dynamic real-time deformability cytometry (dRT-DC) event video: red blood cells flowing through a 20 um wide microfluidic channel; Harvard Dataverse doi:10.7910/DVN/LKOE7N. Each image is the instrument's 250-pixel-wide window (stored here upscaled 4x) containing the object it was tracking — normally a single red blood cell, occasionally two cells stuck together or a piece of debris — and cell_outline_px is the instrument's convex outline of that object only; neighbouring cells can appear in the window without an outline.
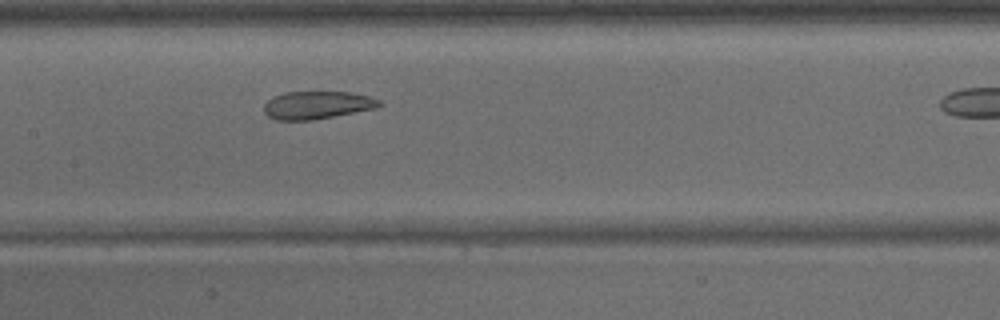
{"species": "common noctule bat (a hibernating species)", "species_latin": "Nyctalus noctula", "temperature_condition": "warm", "stored_images_in_passage": 16, "camera_frame_rate_fps": 3000, "um_per_image_px": 0.085, "animal": {"sex": "male", "body_mass_g": 15.6}, "frame": {"image": 1, "passage_image": 10, "time_ms": 3.0, "image_size_px": [1000, 320], "cell_outline_px": [[384, 104], [380, 108], [312, 120], [276, 120], [268, 116], [264, 112], [264, 104], [272, 96], [284, 92], [352, 92], [368, 96], [380, 100]], "centroid_in_image_um": [26.99, 8.93], "position_along_channel_um": 180.4, "area_um2": 18.96}}
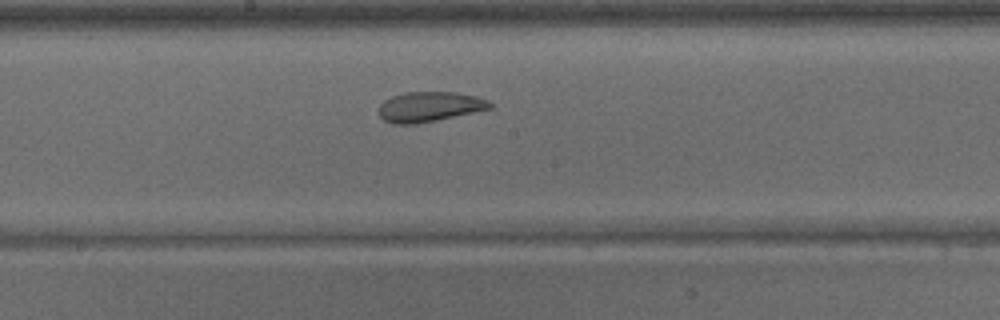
{"frame": {"image": 2, "passage_image": 12, "time_ms": 3.667, "image_size_px": [1000, 320], "cell_outline_px": [[492, 108], [436, 120], [416, 124], [396, 124], [384, 120], [380, 116], [380, 104], [384, 100], [392, 96], [404, 92], [456, 92], [476, 96], [488, 100], [492, 104]], "centroid_in_image_um": [36.5, 9.06], "position_along_channel_um": 211.7, "area_um2": 19.31}}
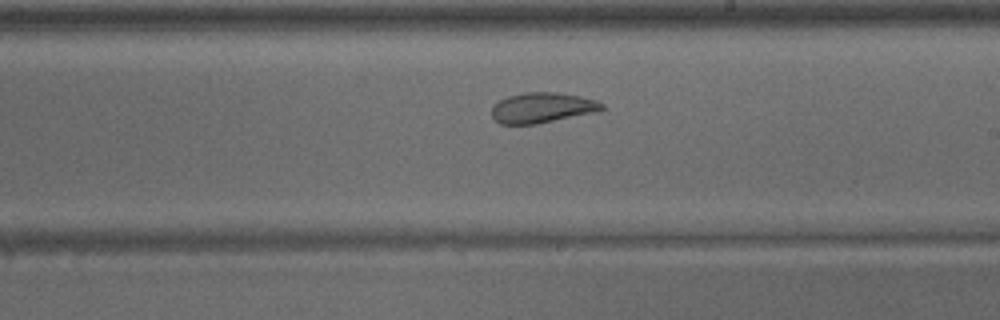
{"frame": {"image": 3, "passage_image": 14, "time_ms": 4.333, "image_size_px": [1000, 320], "cell_outline_px": [[604, 108], [600, 112], [536, 124], [500, 124], [492, 116], [492, 108], [500, 100], [508, 96], [524, 92], [560, 92], [580, 96], [596, 100], [604, 104]], "centroid_in_image_um": [46.14, 9.15], "position_along_channel_um": 242.9, "area_um2": 19.65}}